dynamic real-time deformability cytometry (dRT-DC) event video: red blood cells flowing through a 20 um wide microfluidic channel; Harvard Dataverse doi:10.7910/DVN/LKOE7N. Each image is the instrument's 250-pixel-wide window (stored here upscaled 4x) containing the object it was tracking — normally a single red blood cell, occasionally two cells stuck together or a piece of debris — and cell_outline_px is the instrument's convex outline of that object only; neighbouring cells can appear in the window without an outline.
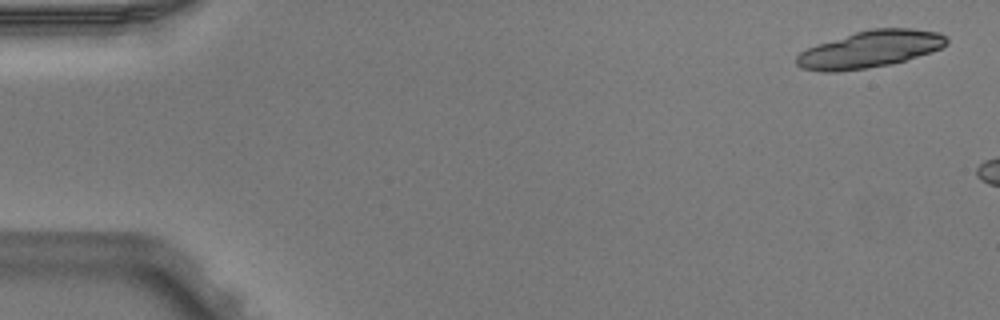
{"species": "Egyptian fruit bat (a non-hibernating species)", "species_latin": "Rousettus aegyptiacus", "temperature_condition": "warm", "stored_images_in_passage": 3, "camera_frame_rate_fps": 3000, "um_per_image_px": 0.085, "animal": {"sex": "male"}, "frame": {"image": 1, "passage_image": 1, "time_ms": 0.0, "image_size_px": [1000, 320], "cell_outline_px": [[948, 44], [932, 52], [892, 64], [868, 68], [836, 72], [820, 72], [800, 68], [796, 64], [796, 56], [800, 52], [816, 44], [856, 32], [872, 28], [912, 28], [940, 32], [948, 36]], "centroid_in_image_um": [73.96, 4.19], "position_along_channel_um": 11.0, "area_um2": 32.6}}